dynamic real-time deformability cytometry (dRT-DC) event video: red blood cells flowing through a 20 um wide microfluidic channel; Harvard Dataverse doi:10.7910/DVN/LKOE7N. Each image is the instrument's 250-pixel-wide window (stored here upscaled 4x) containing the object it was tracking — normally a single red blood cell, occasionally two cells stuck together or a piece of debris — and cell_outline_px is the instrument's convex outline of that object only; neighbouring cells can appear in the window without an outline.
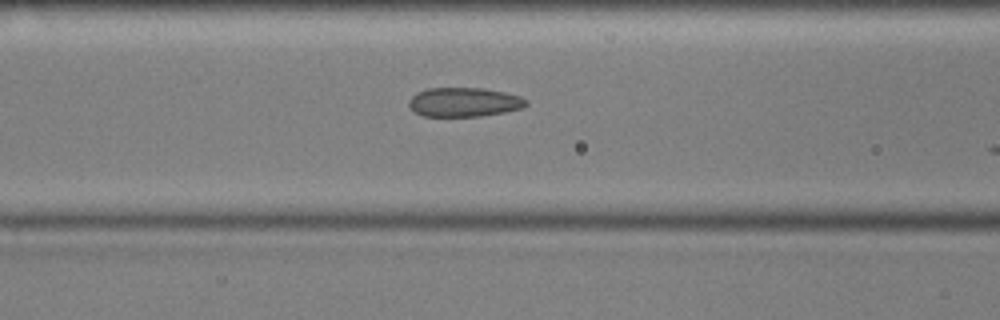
{"species": "common noctule bat (a hibernating species)", "species_latin": "Nyctalus noctula", "temperature_condition": "cold", "stored_images_in_passage": 7, "camera_frame_rate_fps": 3000, "um_per_image_px": 0.085, "animal": {"sex": "male", "body_mass_g": 17.9, "forearm_length_mm": 54.2}, "frame": {"image": 1, "passage_image": 6, "time_ms": 1.667, "image_size_px": [1000, 320], "cell_outline_px": [[528, 104], [524, 108], [504, 112], [480, 116], [424, 116], [416, 112], [408, 104], [408, 100], [416, 92], [428, 88], [484, 88], [504, 92], [520, 96], [528, 100]], "centroid_in_image_um": [39.47, 8.67], "position_along_channel_um": 127.1, "area_um2": 20.0}}